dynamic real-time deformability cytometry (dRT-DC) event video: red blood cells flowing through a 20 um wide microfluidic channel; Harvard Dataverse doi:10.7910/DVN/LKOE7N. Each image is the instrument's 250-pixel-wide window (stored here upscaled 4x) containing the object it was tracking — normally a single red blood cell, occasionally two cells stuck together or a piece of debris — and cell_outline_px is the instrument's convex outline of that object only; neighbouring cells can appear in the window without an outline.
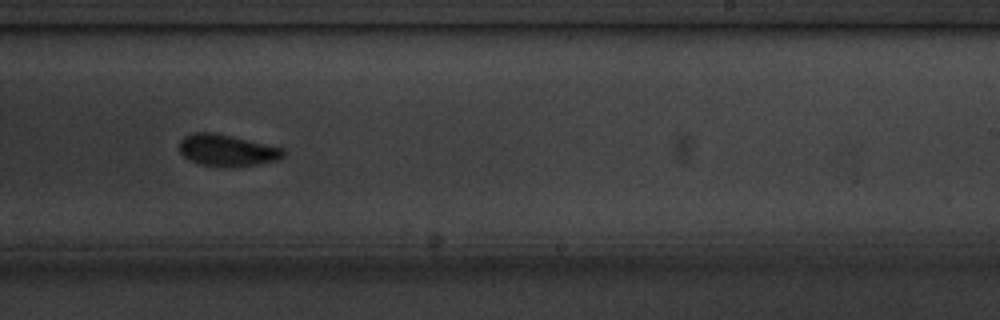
{"species": "common noctule bat (a hibernating species)", "species_latin": "Nyctalus noctula", "temperature_condition": "cold", "stored_images_in_passage": 16, "camera_frame_rate_fps": 3000, "um_per_image_px": 0.085, "animal": {"sex": "male", "body_mass_g": 20.1, "forearm_length_mm": 53.5}, "frame": {"image": 1, "passage_image": 10, "time_ms": 11.0, "image_size_px": [1000, 320], "cell_outline_px": [[284, 156], [276, 160], [256, 164], [228, 168], [220, 168], [200, 164], [188, 160], [180, 152], [180, 140], [184, 136], [192, 132], [212, 132], [232, 136], [284, 148]], "centroid_in_image_um": [19.26, 12.79], "position_along_channel_um": 269.7, "area_um2": 19.36}}
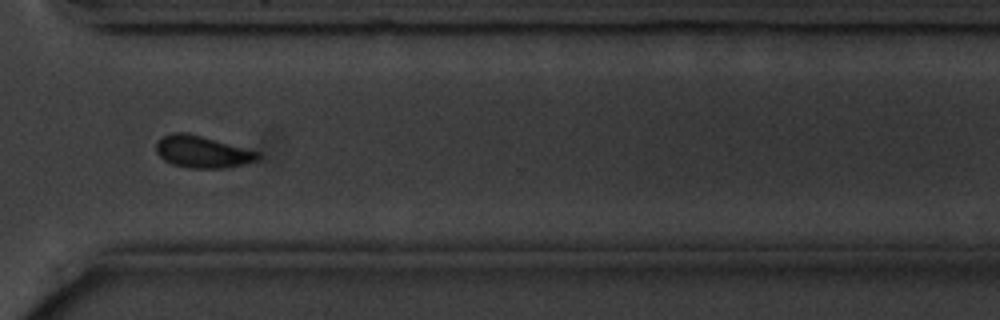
{"frame": {"image": 2, "passage_image": 12, "time_ms": 13.333, "image_size_px": [1000, 320], "cell_outline_px": [[260, 156], [256, 160], [224, 168], [188, 168], [172, 164], [164, 160], [156, 152], [156, 144], [164, 136], [172, 132], [184, 132], [200, 136], [260, 152]], "centroid_in_image_um": [17.16, 12.91], "position_along_channel_um": 353.4, "area_um2": 18.55}}
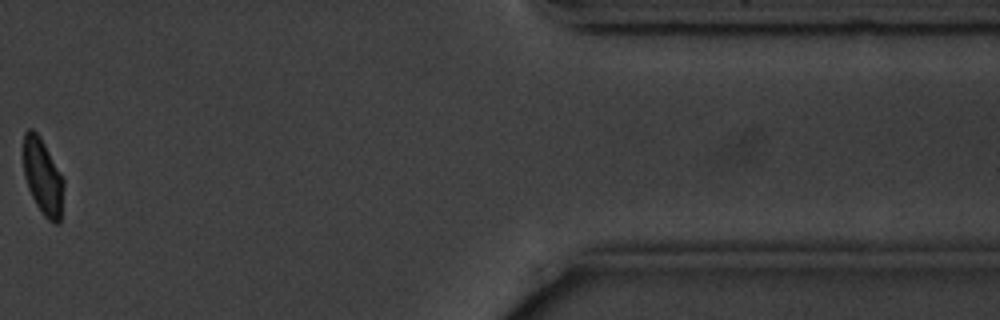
{"frame": {"image": 3, "passage_image": 14, "time_ms": 16.333, "image_size_px": [1000, 320], "cell_outline_px": [[64, 184], [60, 220], [56, 224], [48, 220], [44, 216], [36, 204], [28, 188], [24, 172], [24, 132], [28, 128], [32, 128], [40, 136], [64, 180]], "centroid_in_image_um": [3.64, 15.02], "position_along_channel_um": 407.8, "area_um2": 17.57}, "authors_computed_cell_mechanics": {"area_um2": 19.1896, "velocity_mm_per_s": 3.5871, "shape_relaxation_time_tau1_ms": 1.6604, "shape_relaxation_time_tau2_ms": null, "deformation_change_tau1": 0.0566, "deformation_change_tau2": null}}